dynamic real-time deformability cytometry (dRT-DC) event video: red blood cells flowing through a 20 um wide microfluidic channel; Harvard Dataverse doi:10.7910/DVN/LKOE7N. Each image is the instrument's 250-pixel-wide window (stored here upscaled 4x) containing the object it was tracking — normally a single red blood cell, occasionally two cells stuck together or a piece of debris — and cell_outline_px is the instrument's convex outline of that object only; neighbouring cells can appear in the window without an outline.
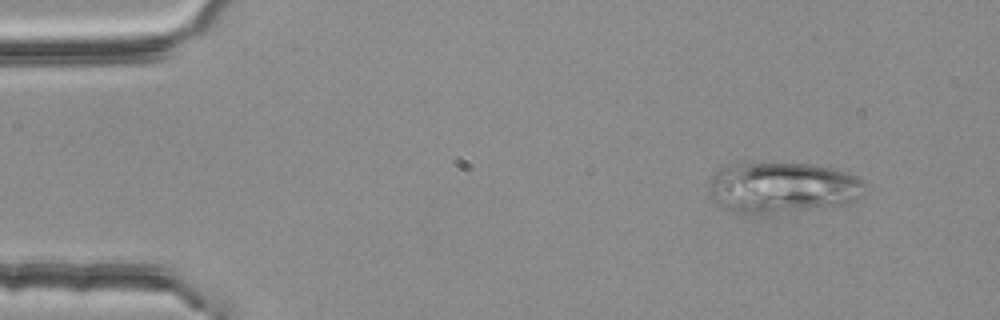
{"species": "common noctule bat (a hibernating species)", "species_latin": "Nyctalus noctula", "temperature_condition": "room temperature", "stored_images_in_passage": 3, "camera_frame_rate_fps": 3000, "um_per_image_px": 0.085, "animal": {"sex": "female", "body_mass_g": 25.1}, "frame": {"image": 1, "passage_image": 1, "time_ms": 0.0, "image_size_px": [1000, 320], "cell_outline_px": [[868, 184], [852, 200], [844, 204], [772, 216], [748, 216], [732, 212], [716, 204], [712, 200], [708, 184], [712, 176], [720, 168], [728, 164], [740, 160], [744, 160], [808, 164], [832, 168], [856, 176], [864, 180]], "centroid_in_image_um": [66.37, 15.95], "position_along_channel_um": 18.6, "area_um2": 48.26}}